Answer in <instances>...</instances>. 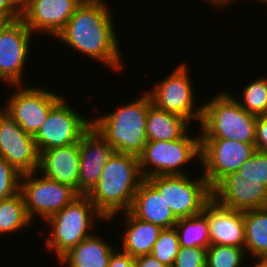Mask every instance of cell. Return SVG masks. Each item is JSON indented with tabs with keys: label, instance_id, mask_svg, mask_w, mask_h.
<instances>
[{
	"label": "cell",
	"instance_id": "cell-1",
	"mask_svg": "<svg viewBox=\"0 0 267 267\" xmlns=\"http://www.w3.org/2000/svg\"><path fill=\"white\" fill-rule=\"evenodd\" d=\"M106 3L105 0L81 3L55 40L57 38L74 52L105 64L112 72H119L125 63L112 9Z\"/></svg>",
	"mask_w": 267,
	"mask_h": 267
},
{
	"label": "cell",
	"instance_id": "cell-2",
	"mask_svg": "<svg viewBox=\"0 0 267 267\" xmlns=\"http://www.w3.org/2000/svg\"><path fill=\"white\" fill-rule=\"evenodd\" d=\"M143 180L139 157L115 152L87 196L107 223L113 222L114 217L118 218L117 214L129 211Z\"/></svg>",
	"mask_w": 267,
	"mask_h": 267
},
{
	"label": "cell",
	"instance_id": "cell-3",
	"mask_svg": "<svg viewBox=\"0 0 267 267\" xmlns=\"http://www.w3.org/2000/svg\"><path fill=\"white\" fill-rule=\"evenodd\" d=\"M120 108L92 118V126L118 153L139 156L147 143L146 118L152 104L146 92Z\"/></svg>",
	"mask_w": 267,
	"mask_h": 267
},
{
	"label": "cell",
	"instance_id": "cell-4",
	"mask_svg": "<svg viewBox=\"0 0 267 267\" xmlns=\"http://www.w3.org/2000/svg\"><path fill=\"white\" fill-rule=\"evenodd\" d=\"M201 139H227L255 145L257 115L244 110L226 91L202 104Z\"/></svg>",
	"mask_w": 267,
	"mask_h": 267
},
{
	"label": "cell",
	"instance_id": "cell-5",
	"mask_svg": "<svg viewBox=\"0 0 267 267\" xmlns=\"http://www.w3.org/2000/svg\"><path fill=\"white\" fill-rule=\"evenodd\" d=\"M100 220L105 222L107 219L87 195L80 194L44 221L50 233L43 242L46 250L54 252L56 259H59L69 249L96 233L93 228L97 223L94 222Z\"/></svg>",
	"mask_w": 267,
	"mask_h": 267
},
{
	"label": "cell",
	"instance_id": "cell-6",
	"mask_svg": "<svg viewBox=\"0 0 267 267\" xmlns=\"http://www.w3.org/2000/svg\"><path fill=\"white\" fill-rule=\"evenodd\" d=\"M197 134L198 137L187 132L176 140L147 141L143 152L138 156L143 178L187 175L184 166H188L187 164L193 160H198L200 163V129Z\"/></svg>",
	"mask_w": 267,
	"mask_h": 267
},
{
	"label": "cell",
	"instance_id": "cell-7",
	"mask_svg": "<svg viewBox=\"0 0 267 267\" xmlns=\"http://www.w3.org/2000/svg\"><path fill=\"white\" fill-rule=\"evenodd\" d=\"M190 68L186 63H180L164 79L162 78L154 87L145 91L151 103L159 109L178 115L200 124L202 119V105L196 106V94H194L193 80L190 75ZM196 119V120H195Z\"/></svg>",
	"mask_w": 267,
	"mask_h": 267
},
{
	"label": "cell",
	"instance_id": "cell-8",
	"mask_svg": "<svg viewBox=\"0 0 267 267\" xmlns=\"http://www.w3.org/2000/svg\"><path fill=\"white\" fill-rule=\"evenodd\" d=\"M187 175L153 176L146 180L159 192L177 219L190 217L203 211L212 199L207 180Z\"/></svg>",
	"mask_w": 267,
	"mask_h": 267
},
{
	"label": "cell",
	"instance_id": "cell-9",
	"mask_svg": "<svg viewBox=\"0 0 267 267\" xmlns=\"http://www.w3.org/2000/svg\"><path fill=\"white\" fill-rule=\"evenodd\" d=\"M29 172L20 176V191L27 213L34 223L39 217L44 221L71 203L80 194L69 185L50 180L41 173Z\"/></svg>",
	"mask_w": 267,
	"mask_h": 267
},
{
	"label": "cell",
	"instance_id": "cell-10",
	"mask_svg": "<svg viewBox=\"0 0 267 267\" xmlns=\"http://www.w3.org/2000/svg\"><path fill=\"white\" fill-rule=\"evenodd\" d=\"M63 96L51 109L47 119L33 136L38 152L78 143L92 126V119L83 116Z\"/></svg>",
	"mask_w": 267,
	"mask_h": 267
},
{
	"label": "cell",
	"instance_id": "cell-11",
	"mask_svg": "<svg viewBox=\"0 0 267 267\" xmlns=\"http://www.w3.org/2000/svg\"><path fill=\"white\" fill-rule=\"evenodd\" d=\"M14 89L2 108L21 129L34 136L41 128L50 109L63 97L42 86L11 85Z\"/></svg>",
	"mask_w": 267,
	"mask_h": 267
},
{
	"label": "cell",
	"instance_id": "cell-12",
	"mask_svg": "<svg viewBox=\"0 0 267 267\" xmlns=\"http://www.w3.org/2000/svg\"><path fill=\"white\" fill-rule=\"evenodd\" d=\"M256 151L253 144L227 139H201V174L212 189L222 178L238 171Z\"/></svg>",
	"mask_w": 267,
	"mask_h": 267
},
{
	"label": "cell",
	"instance_id": "cell-13",
	"mask_svg": "<svg viewBox=\"0 0 267 267\" xmlns=\"http://www.w3.org/2000/svg\"><path fill=\"white\" fill-rule=\"evenodd\" d=\"M32 35L21 18L12 21L0 33V80L6 86L24 84Z\"/></svg>",
	"mask_w": 267,
	"mask_h": 267
},
{
	"label": "cell",
	"instance_id": "cell-14",
	"mask_svg": "<svg viewBox=\"0 0 267 267\" xmlns=\"http://www.w3.org/2000/svg\"><path fill=\"white\" fill-rule=\"evenodd\" d=\"M0 157L20 174L35 172L39 166L33 136L24 132L3 108H0Z\"/></svg>",
	"mask_w": 267,
	"mask_h": 267
},
{
	"label": "cell",
	"instance_id": "cell-15",
	"mask_svg": "<svg viewBox=\"0 0 267 267\" xmlns=\"http://www.w3.org/2000/svg\"><path fill=\"white\" fill-rule=\"evenodd\" d=\"M211 191L212 199L228 209L267 208V187L256 178L238 177V171L222 178Z\"/></svg>",
	"mask_w": 267,
	"mask_h": 267
},
{
	"label": "cell",
	"instance_id": "cell-16",
	"mask_svg": "<svg viewBox=\"0 0 267 267\" xmlns=\"http://www.w3.org/2000/svg\"><path fill=\"white\" fill-rule=\"evenodd\" d=\"M81 3L79 0H23L21 19L33 34L55 38Z\"/></svg>",
	"mask_w": 267,
	"mask_h": 267
},
{
	"label": "cell",
	"instance_id": "cell-17",
	"mask_svg": "<svg viewBox=\"0 0 267 267\" xmlns=\"http://www.w3.org/2000/svg\"><path fill=\"white\" fill-rule=\"evenodd\" d=\"M79 149V194L87 195L116 151L93 126L81 137Z\"/></svg>",
	"mask_w": 267,
	"mask_h": 267
},
{
	"label": "cell",
	"instance_id": "cell-18",
	"mask_svg": "<svg viewBox=\"0 0 267 267\" xmlns=\"http://www.w3.org/2000/svg\"><path fill=\"white\" fill-rule=\"evenodd\" d=\"M79 142L54 147L39 153L38 173L44 177L66 184L79 193Z\"/></svg>",
	"mask_w": 267,
	"mask_h": 267
},
{
	"label": "cell",
	"instance_id": "cell-19",
	"mask_svg": "<svg viewBox=\"0 0 267 267\" xmlns=\"http://www.w3.org/2000/svg\"><path fill=\"white\" fill-rule=\"evenodd\" d=\"M210 245H228L244 248V212L225 208L211 199L206 204Z\"/></svg>",
	"mask_w": 267,
	"mask_h": 267
},
{
	"label": "cell",
	"instance_id": "cell-20",
	"mask_svg": "<svg viewBox=\"0 0 267 267\" xmlns=\"http://www.w3.org/2000/svg\"><path fill=\"white\" fill-rule=\"evenodd\" d=\"M129 212L136 218L164 228H172L178 219L159 192L144 179L136 191Z\"/></svg>",
	"mask_w": 267,
	"mask_h": 267
},
{
	"label": "cell",
	"instance_id": "cell-21",
	"mask_svg": "<svg viewBox=\"0 0 267 267\" xmlns=\"http://www.w3.org/2000/svg\"><path fill=\"white\" fill-rule=\"evenodd\" d=\"M93 234L69 249L57 261L65 267H108L116 250L105 238Z\"/></svg>",
	"mask_w": 267,
	"mask_h": 267
},
{
	"label": "cell",
	"instance_id": "cell-22",
	"mask_svg": "<svg viewBox=\"0 0 267 267\" xmlns=\"http://www.w3.org/2000/svg\"><path fill=\"white\" fill-rule=\"evenodd\" d=\"M123 239L121 250L132 257L150 254L162 228L158 225L142 221L129 211L124 212Z\"/></svg>",
	"mask_w": 267,
	"mask_h": 267
},
{
	"label": "cell",
	"instance_id": "cell-23",
	"mask_svg": "<svg viewBox=\"0 0 267 267\" xmlns=\"http://www.w3.org/2000/svg\"><path fill=\"white\" fill-rule=\"evenodd\" d=\"M148 141H171L182 138L192 125L184 118L159 109L153 104L148 108L146 118ZM191 125V126H190Z\"/></svg>",
	"mask_w": 267,
	"mask_h": 267
},
{
	"label": "cell",
	"instance_id": "cell-24",
	"mask_svg": "<svg viewBox=\"0 0 267 267\" xmlns=\"http://www.w3.org/2000/svg\"><path fill=\"white\" fill-rule=\"evenodd\" d=\"M33 221L30 219L21 191L0 200V236L13 234L29 227Z\"/></svg>",
	"mask_w": 267,
	"mask_h": 267
},
{
	"label": "cell",
	"instance_id": "cell-25",
	"mask_svg": "<svg viewBox=\"0 0 267 267\" xmlns=\"http://www.w3.org/2000/svg\"><path fill=\"white\" fill-rule=\"evenodd\" d=\"M246 254L257 259L267 251V208L244 211Z\"/></svg>",
	"mask_w": 267,
	"mask_h": 267
},
{
	"label": "cell",
	"instance_id": "cell-26",
	"mask_svg": "<svg viewBox=\"0 0 267 267\" xmlns=\"http://www.w3.org/2000/svg\"><path fill=\"white\" fill-rule=\"evenodd\" d=\"M174 227L178 234L180 246L201 248L210 246L206 205L201 213L178 219Z\"/></svg>",
	"mask_w": 267,
	"mask_h": 267
},
{
	"label": "cell",
	"instance_id": "cell-27",
	"mask_svg": "<svg viewBox=\"0 0 267 267\" xmlns=\"http://www.w3.org/2000/svg\"><path fill=\"white\" fill-rule=\"evenodd\" d=\"M242 91V99L235 97L231 92L229 94L236 102L247 112L257 116L267 115V76L255 78L249 84H246ZM238 98V99H237Z\"/></svg>",
	"mask_w": 267,
	"mask_h": 267
},
{
	"label": "cell",
	"instance_id": "cell-28",
	"mask_svg": "<svg viewBox=\"0 0 267 267\" xmlns=\"http://www.w3.org/2000/svg\"><path fill=\"white\" fill-rule=\"evenodd\" d=\"M245 249L228 245H210L207 248L206 267H242ZM251 267L248 265L246 267ZM244 267V266H243Z\"/></svg>",
	"mask_w": 267,
	"mask_h": 267
},
{
	"label": "cell",
	"instance_id": "cell-29",
	"mask_svg": "<svg viewBox=\"0 0 267 267\" xmlns=\"http://www.w3.org/2000/svg\"><path fill=\"white\" fill-rule=\"evenodd\" d=\"M180 248L178 234L175 227L164 228L159 233L151 255L168 267H172Z\"/></svg>",
	"mask_w": 267,
	"mask_h": 267
},
{
	"label": "cell",
	"instance_id": "cell-30",
	"mask_svg": "<svg viewBox=\"0 0 267 267\" xmlns=\"http://www.w3.org/2000/svg\"><path fill=\"white\" fill-rule=\"evenodd\" d=\"M238 177H251L267 187V152L256 151L238 170Z\"/></svg>",
	"mask_w": 267,
	"mask_h": 267
},
{
	"label": "cell",
	"instance_id": "cell-31",
	"mask_svg": "<svg viewBox=\"0 0 267 267\" xmlns=\"http://www.w3.org/2000/svg\"><path fill=\"white\" fill-rule=\"evenodd\" d=\"M21 174L0 157V200L10 197L20 190Z\"/></svg>",
	"mask_w": 267,
	"mask_h": 267
},
{
	"label": "cell",
	"instance_id": "cell-32",
	"mask_svg": "<svg viewBox=\"0 0 267 267\" xmlns=\"http://www.w3.org/2000/svg\"><path fill=\"white\" fill-rule=\"evenodd\" d=\"M207 248L180 246L172 267H206Z\"/></svg>",
	"mask_w": 267,
	"mask_h": 267
},
{
	"label": "cell",
	"instance_id": "cell-33",
	"mask_svg": "<svg viewBox=\"0 0 267 267\" xmlns=\"http://www.w3.org/2000/svg\"><path fill=\"white\" fill-rule=\"evenodd\" d=\"M255 146L258 151L267 152V115L257 116Z\"/></svg>",
	"mask_w": 267,
	"mask_h": 267
},
{
	"label": "cell",
	"instance_id": "cell-34",
	"mask_svg": "<svg viewBox=\"0 0 267 267\" xmlns=\"http://www.w3.org/2000/svg\"><path fill=\"white\" fill-rule=\"evenodd\" d=\"M0 14L6 15L11 21L21 18V1L0 0Z\"/></svg>",
	"mask_w": 267,
	"mask_h": 267
},
{
	"label": "cell",
	"instance_id": "cell-35",
	"mask_svg": "<svg viewBox=\"0 0 267 267\" xmlns=\"http://www.w3.org/2000/svg\"><path fill=\"white\" fill-rule=\"evenodd\" d=\"M134 261V257L116 248L111 255L108 267H134Z\"/></svg>",
	"mask_w": 267,
	"mask_h": 267
},
{
	"label": "cell",
	"instance_id": "cell-36",
	"mask_svg": "<svg viewBox=\"0 0 267 267\" xmlns=\"http://www.w3.org/2000/svg\"><path fill=\"white\" fill-rule=\"evenodd\" d=\"M134 267H168L156 259L153 255H141L135 257Z\"/></svg>",
	"mask_w": 267,
	"mask_h": 267
},
{
	"label": "cell",
	"instance_id": "cell-37",
	"mask_svg": "<svg viewBox=\"0 0 267 267\" xmlns=\"http://www.w3.org/2000/svg\"><path fill=\"white\" fill-rule=\"evenodd\" d=\"M205 1L209 2V5H212L213 7L215 6L216 9H219V8L225 9L232 2L236 4L235 1H238V0H205Z\"/></svg>",
	"mask_w": 267,
	"mask_h": 267
},
{
	"label": "cell",
	"instance_id": "cell-38",
	"mask_svg": "<svg viewBox=\"0 0 267 267\" xmlns=\"http://www.w3.org/2000/svg\"><path fill=\"white\" fill-rule=\"evenodd\" d=\"M252 267H267V251L261 254Z\"/></svg>",
	"mask_w": 267,
	"mask_h": 267
},
{
	"label": "cell",
	"instance_id": "cell-39",
	"mask_svg": "<svg viewBox=\"0 0 267 267\" xmlns=\"http://www.w3.org/2000/svg\"><path fill=\"white\" fill-rule=\"evenodd\" d=\"M12 21L6 16L0 14V33L10 24Z\"/></svg>",
	"mask_w": 267,
	"mask_h": 267
},
{
	"label": "cell",
	"instance_id": "cell-40",
	"mask_svg": "<svg viewBox=\"0 0 267 267\" xmlns=\"http://www.w3.org/2000/svg\"><path fill=\"white\" fill-rule=\"evenodd\" d=\"M80 2H98V1H102V0H79Z\"/></svg>",
	"mask_w": 267,
	"mask_h": 267
},
{
	"label": "cell",
	"instance_id": "cell-41",
	"mask_svg": "<svg viewBox=\"0 0 267 267\" xmlns=\"http://www.w3.org/2000/svg\"><path fill=\"white\" fill-rule=\"evenodd\" d=\"M256 1L260 2L262 5L267 6V0H256Z\"/></svg>",
	"mask_w": 267,
	"mask_h": 267
}]
</instances>
